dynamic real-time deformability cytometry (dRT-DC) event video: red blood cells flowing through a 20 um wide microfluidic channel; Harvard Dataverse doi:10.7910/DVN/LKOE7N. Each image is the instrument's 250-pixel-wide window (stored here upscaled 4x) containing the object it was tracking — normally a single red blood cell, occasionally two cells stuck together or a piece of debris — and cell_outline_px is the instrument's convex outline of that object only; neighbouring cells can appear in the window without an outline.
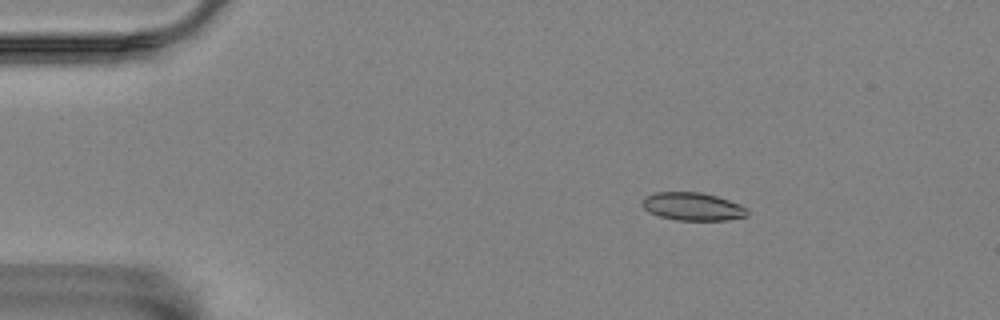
{"species": "Egyptian fruit bat (a non-hibernating species)", "species_latin": "Rousettus aegyptiacus", "temperature_condition": "room temperature", "stored_images_in_passage": 4, "camera_frame_rate_fps": 3000, "um_per_image_px": 0.085, "animal": {"sex": "female"}, "frame": {"image": 1, "passage_image": 2, "time_ms": 0.333, "image_size_px": [1000, 320], "cell_outline_px": [[748, 216], [728, 220], [676, 220], [660, 216], [648, 212], [640, 204], [640, 200], [644, 196], [656, 192], [700, 192], [716, 196], [740, 204], [748, 208]], "centroid_in_image_um": [58.85, 17.55], "position_along_channel_um": 26.1, "area_um2": 17.34}}